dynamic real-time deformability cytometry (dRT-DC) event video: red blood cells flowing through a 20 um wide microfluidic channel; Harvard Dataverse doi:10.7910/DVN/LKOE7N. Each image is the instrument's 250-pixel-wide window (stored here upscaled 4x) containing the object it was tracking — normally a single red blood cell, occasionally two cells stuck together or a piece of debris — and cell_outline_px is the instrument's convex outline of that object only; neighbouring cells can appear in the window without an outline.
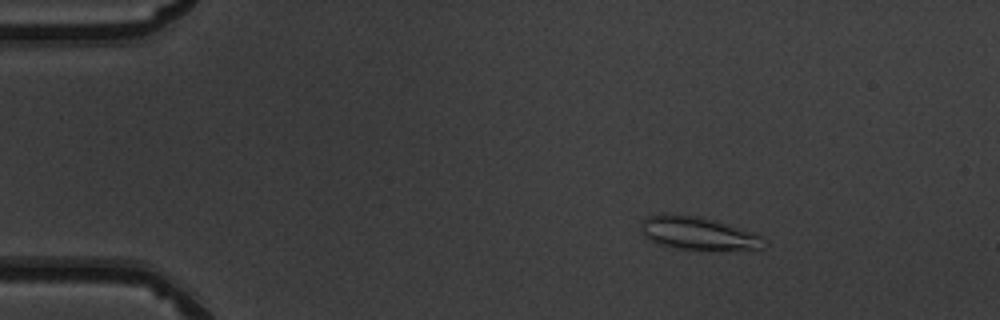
{"species": "common noctule bat (a hibernating species)", "species_latin": "Nyctalus noctula", "temperature_condition": "warm", "stored_images_in_passage": 52, "camera_frame_rate_fps": 3000, "um_per_image_px": 0.085, "animal": {"sex": "male", "body_mass_g": 19.5, "forearm_length_mm": 54.6}, "frame": {"image": 1, "passage_image": 9, "time_ms": 2.667, "image_size_px": [1000, 320], "cell_outline_px": [[768, 244], [764, 248], [676, 248], [660, 244], [644, 236], [640, 232], [640, 224], [648, 216], [692, 216], [712, 220], [760, 236]], "centroid_in_image_um": [59.28, 19.84], "position_along_channel_um": 25.7, "area_um2": 21.91}}
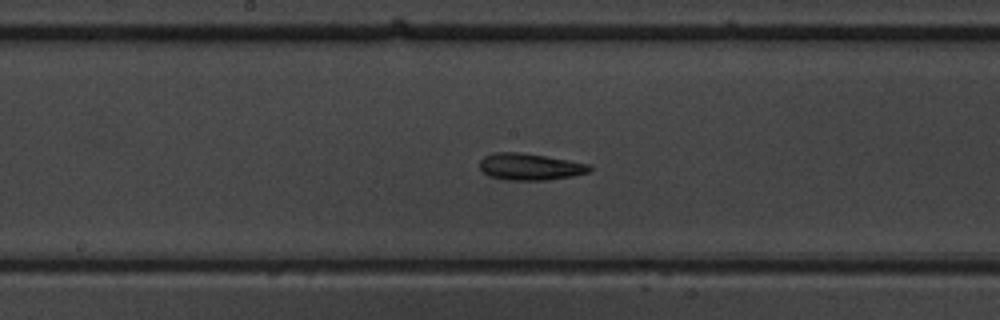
{"frame": {"image": 2, "passage_image": 28, "time_ms": 9.0, "image_size_px": [1000, 320], "cell_outline_px": [[592, 168], [588, 172], [572, 176], [548, 180], [504, 180], [488, 176], [480, 168], [480, 160], [484, 156], [492, 152], [520, 152], [592, 164]], "centroid_in_image_um": [45.03, 14.17], "position_along_channel_um": 203.2, "area_um2": 17.22}}
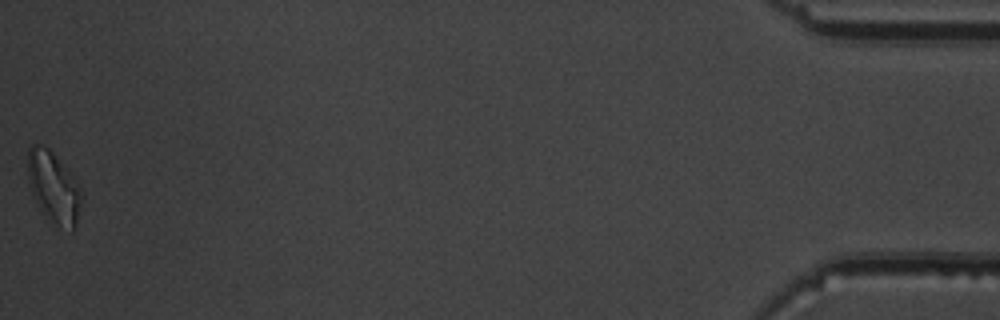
{"frame": {"image": 3, "passage_image": 52, "time_ms": 17.0, "image_size_px": [1000, 320], "cell_outline_px": [[84, 196], [76, 224], [72, 232], [52, 220], [40, 208], [28, 184], [28, 148], [32, 144], [40, 144], [48, 148], [52, 152], [72, 176], [80, 188]], "centroid_in_image_um": [4.57, 15.9], "position_along_channel_um": 430.6, "area_um2": 21.85}, "authors_computed_cell_mechanics": {"area_um2": 17.6579, "velocity_mm_per_s": 4.003, "shape_relaxation_time_tau1_ms": null, "shape_relaxation_time_tau2_ms": 6.8781, "deformation_change_tau1": null, "deformation_change_tau2": 0.173}}